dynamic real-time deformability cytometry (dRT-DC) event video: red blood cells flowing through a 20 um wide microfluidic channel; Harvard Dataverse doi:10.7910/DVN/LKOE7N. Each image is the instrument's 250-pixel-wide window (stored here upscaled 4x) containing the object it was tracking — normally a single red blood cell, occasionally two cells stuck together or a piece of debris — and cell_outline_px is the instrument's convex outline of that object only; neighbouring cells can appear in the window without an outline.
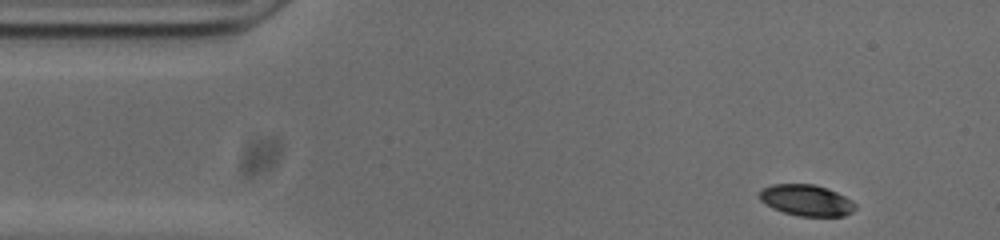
{"species": "common noctule bat (a hibernating species)", "species_latin": "Nyctalus noctula", "temperature_condition": "cold", "stored_images_in_passage": 50, "camera_frame_rate_fps": 3000, "um_per_image_px": 0.085, "animal": {"sex": "male", "body_mass_g": 20.0, "forearm_length_mm": 53.3}, "frame": {"image": 1, "passage_image": 1, "time_ms": 0.0, "image_size_px": [1000, 240], "cell_outline_px": [[856, 208], [852, 212], [844, 216], [800, 216], [784, 212], [772, 208], [764, 204], [760, 200], [760, 192], [764, 188], [772, 184], [812, 184], [836, 192], [852, 200], [856, 204]], "centroid_in_image_um": [68.55, 17.03], "position_along_channel_um": 16.5, "area_um2": 17.28}}
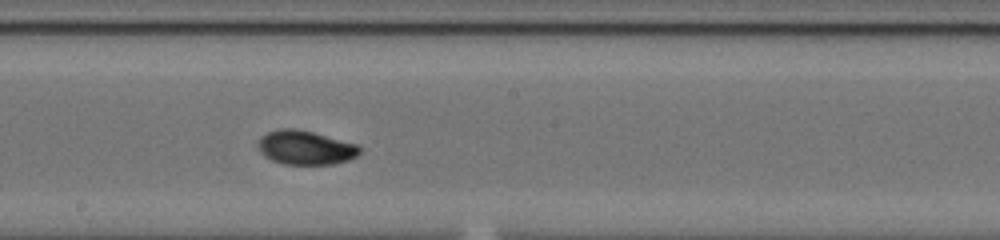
{"frame": {"image": 2, "passage_image": 24, "time_ms": 7.667, "image_size_px": [1000, 240], "cell_outline_px": [[360, 152], [356, 156], [348, 160], [332, 164], [284, 164], [272, 160], [264, 156], [260, 152], [256, 144], [260, 136], [268, 132], [280, 128], [296, 128], [312, 132], [356, 144], [360, 148]], "centroid_in_image_um": [25.9, 12.54], "position_along_channel_um": 222.3, "area_um2": 20.11}}
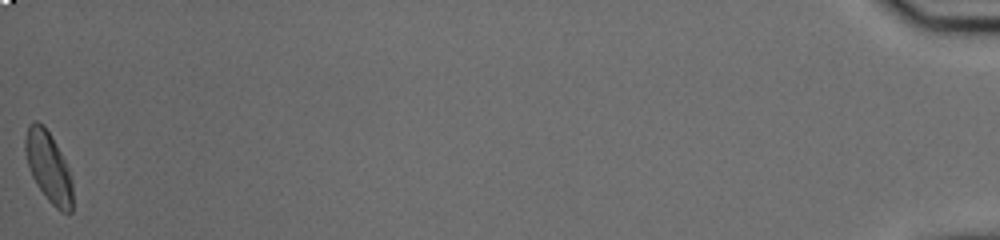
{"frame": {"image": 3, "passage_image": 50, "time_ms": 16.333, "image_size_px": [1000, 240], "cell_outline_px": [[72, 212], [60, 212], [48, 200], [36, 184], [32, 176], [28, 164], [24, 148], [24, 140], [28, 124], [36, 120], [44, 124], [60, 152], [68, 168], [72, 180]], "centroid_in_image_um": [4.11, 14.18], "position_along_channel_um": 431.1, "area_um2": 19.36}, "authors_computed_cell_mechanics": {"area_um2": 19.2185, "velocity_mm_per_s": 3.7071, "shape_relaxation_time_tau1_ms": 4.4555, "shape_relaxation_time_tau2_ms": 2.6687, "deformation_change_tau1": 0.1534, "deformation_change_tau2": 0.0358}}